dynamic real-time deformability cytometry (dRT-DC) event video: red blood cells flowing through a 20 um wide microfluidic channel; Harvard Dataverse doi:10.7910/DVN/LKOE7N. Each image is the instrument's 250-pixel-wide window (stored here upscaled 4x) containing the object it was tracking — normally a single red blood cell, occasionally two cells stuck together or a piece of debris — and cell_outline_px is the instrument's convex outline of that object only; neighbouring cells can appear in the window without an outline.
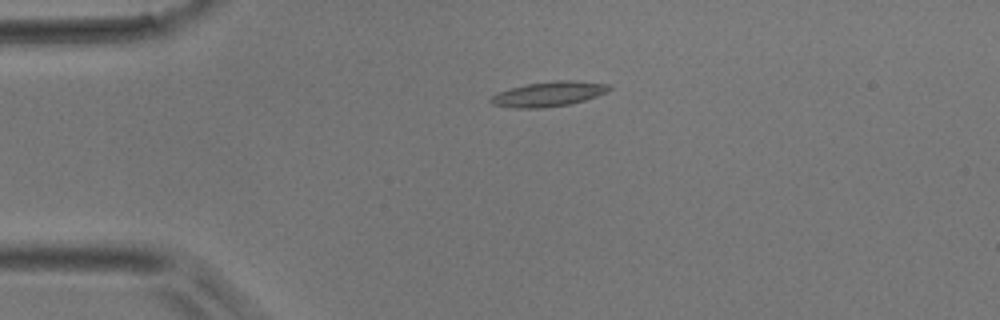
{"species": "common noctule bat (a hibernating species)", "species_latin": "Nyctalus noctula", "temperature_condition": "room temperature", "stored_images_in_passage": 37, "camera_frame_rate_fps": 3000, "um_per_image_px": 0.085, "animal": {"sex": "male", "body_mass_g": 17.9}, "frame": {"image": 1, "passage_image": 1, "time_ms": 0.0, "image_size_px": [1000, 320], "cell_outline_px": [[612, 88], [608, 92], [584, 100], [568, 104], [540, 108], [512, 108], [492, 104], [488, 100], [496, 92], [528, 84], [556, 80], [572, 80], [608, 84]], "centroid_in_image_um": [46.62, 7.99], "position_along_channel_um": 38.4, "area_um2": 17.05}}
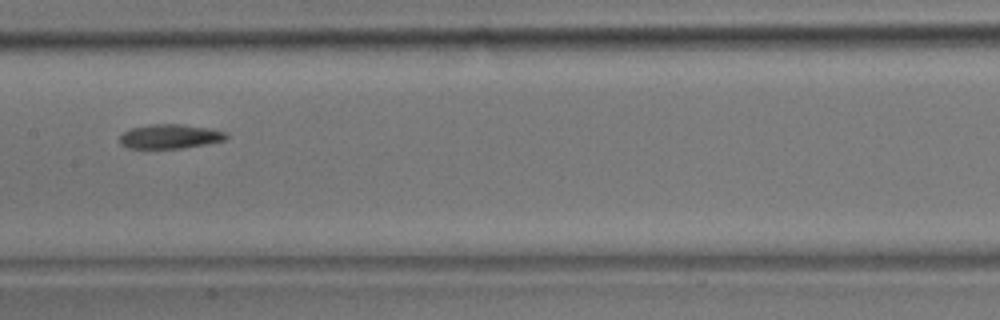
{"frame": {"image": 2, "passage_image": 14, "time_ms": 4.333, "image_size_px": [1000, 320], "cell_outline_px": [[228, 136], [224, 140], [184, 148], [128, 148], [120, 144], [120, 136], [124, 132], [132, 128], [152, 124], [180, 124], [208, 128], [224, 132]], "centroid_in_image_um": [14.42, 11.6], "position_along_channel_um": 193.0, "area_um2": 14.85}}
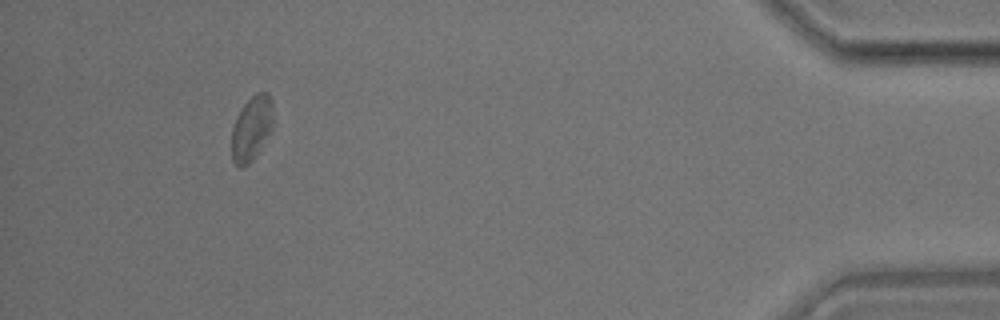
{"frame": {"image": 3, "passage_image": 34, "time_ms": 11.0, "image_size_px": [1000, 320], "cell_outline_px": [[272, 128], [256, 156], [244, 168], [240, 168], [232, 160], [232, 128], [236, 116], [244, 104], [256, 92], [268, 92], [272, 100]], "centroid_in_image_um": [21.38, 10.91], "position_along_channel_um": 413.8, "area_um2": 15.66}}